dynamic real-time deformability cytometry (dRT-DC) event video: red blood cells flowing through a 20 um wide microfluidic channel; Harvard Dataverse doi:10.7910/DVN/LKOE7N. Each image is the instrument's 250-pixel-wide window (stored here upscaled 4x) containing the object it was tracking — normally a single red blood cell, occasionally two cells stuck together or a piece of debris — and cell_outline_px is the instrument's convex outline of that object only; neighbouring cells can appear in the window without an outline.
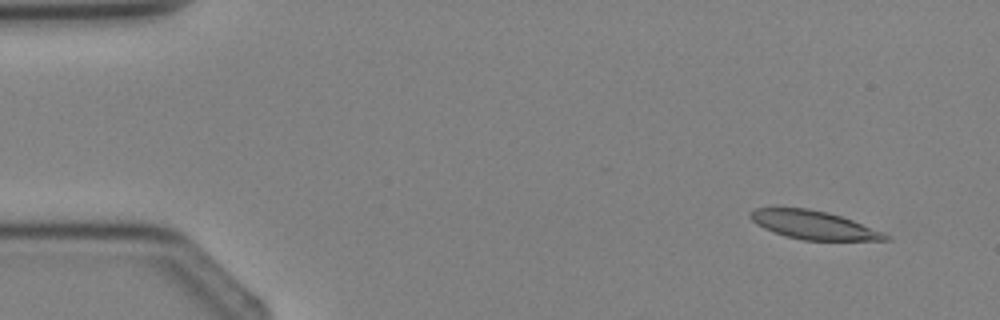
{"species": "Egyptian fruit bat (a non-hibernating species)", "species_latin": "Rousettus aegyptiacus", "temperature_condition": "cold", "stored_images_in_passage": 4, "segment_of_instrument_passage": [1, 2], "camera_frame_rate_fps": 3000, "um_per_image_px": 0.085, "animal": {"sex": "female"}, "frame": {"image": 1, "passage_image": 1, "time_ms": 0.0, "image_size_px": [1000, 320], "cell_outline_px": [[892, 240], [804, 240], [788, 236], [764, 228], [756, 224], [748, 216], [748, 212], [756, 208], [776, 204], [808, 208], [828, 212], [852, 220], [884, 232], [892, 236]], "centroid_in_image_um": [69.09, 19.07], "position_along_channel_um": 15.9, "area_um2": 23.0}}